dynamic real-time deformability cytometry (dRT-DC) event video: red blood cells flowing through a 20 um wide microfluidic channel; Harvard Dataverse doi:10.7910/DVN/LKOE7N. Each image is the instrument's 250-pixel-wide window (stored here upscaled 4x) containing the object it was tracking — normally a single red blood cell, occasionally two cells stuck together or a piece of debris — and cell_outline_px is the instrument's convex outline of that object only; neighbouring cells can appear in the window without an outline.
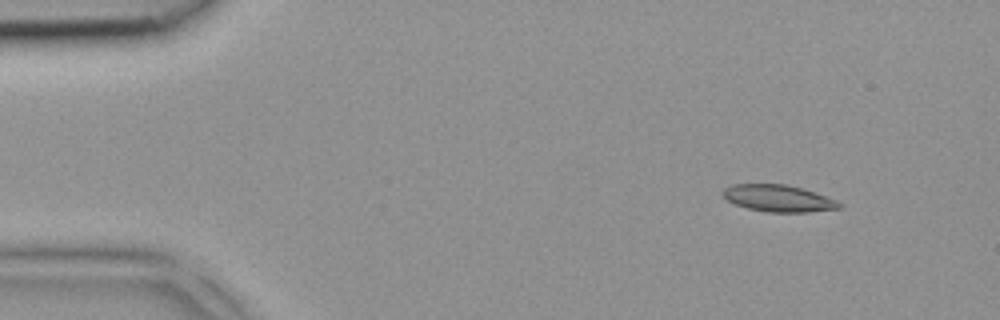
{"species": "common noctule bat (a hibernating species)", "species_latin": "Nyctalus noctula", "temperature_condition": "room temperature", "stored_images_in_passage": 4, "camera_frame_rate_fps": 3000, "um_per_image_px": 0.085, "animal": {"sex": "female", "body_mass_g": 18.4}, "frame": {"image": 1, "passage_image": 2, "time_ms": 0.333, "image_size_px": [1000, 320], "cell_outline_px": [[840, 208], [808, 212], [768, 212], [748, 208], [736, 204], [728, 200], [720, 192], [724, 188], [732, 184], [788, 184], [836, 200], [840, 204]], "centroid_in_image_um": [66.11, 16.85], "position_along_channel_um": 18.9, "area_um2": 17.92}}
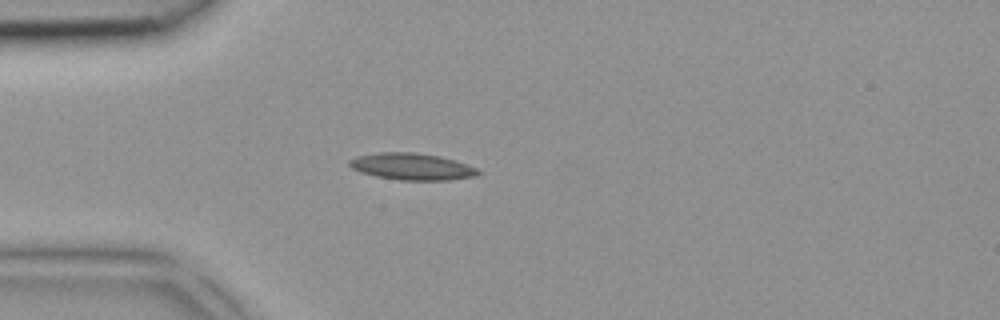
{"frame": {"image": 2, "passage_image": 4, "time_ms": 1.0, "image_size_px": [1000, 320], "cell_outline_px": [[480, 172], [476, 176], [448, 180], [400, 180], [376, 176], [360, 172], [352, 168], [348, 164], [348, 160], [356, 156], [380, 152], [412, 152], [440, 156], [456, 160], [476, 168]], "centroid_in_image_um": [34.99, 14.15], "position_along_channel_um": 50.0, "area_um2": 20.06}}